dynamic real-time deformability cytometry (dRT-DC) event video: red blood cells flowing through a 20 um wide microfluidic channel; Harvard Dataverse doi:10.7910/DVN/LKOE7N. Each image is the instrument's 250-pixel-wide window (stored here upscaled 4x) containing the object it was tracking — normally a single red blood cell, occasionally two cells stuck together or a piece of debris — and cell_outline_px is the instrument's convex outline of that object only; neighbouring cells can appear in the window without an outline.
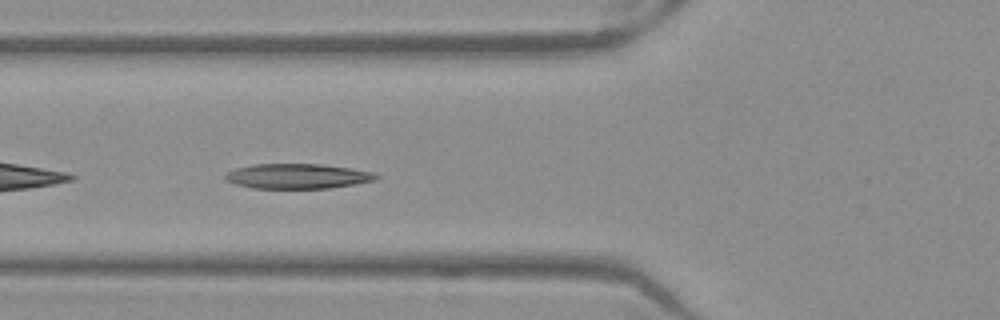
{"species": "Egyptian fruit bat (a non-hibernating species)", "species_latin": "Rousettus aegyptiacus", "temperature_condition": "warm", "stored_images_in_passage": 36, "camera_frame_rate_fps": 3000, "um_per_image_px": 0.085, "frame": {"image": 1, "passage_image": 4, "time_ms": 1.0, "image_size_px": [1000, 320], "cell_outline_px": [[380, 176], [376, 180], [356, 184], [328, 188], [252, 188], [236, 184], [224, 180], [224, 176], [228, 172], [236, 168], [252, 164], [320, 164], [352, 168], [372, 172]], "centroid_in_image_um": [25.29, 14.97], "position_along_channel_um": 100.5, "area_um2": 21.96}}
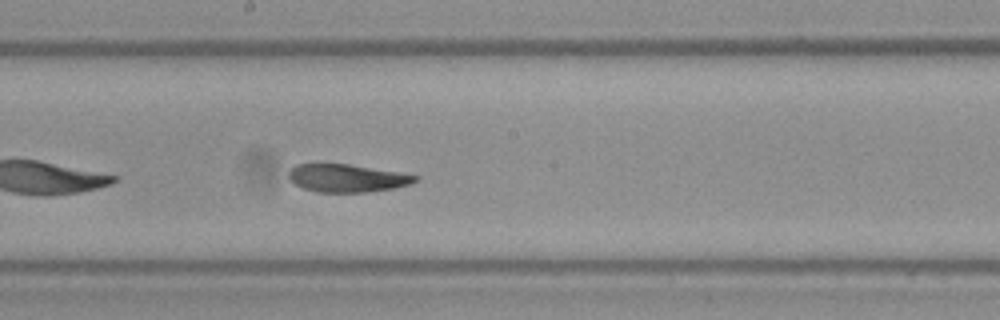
{"frame": {"image": 2, "passage_image": 13, "time_ms": 4.0, "image_size_px": [1000, 320], "cell_outline_px": [[420, 176], [412, 184], [396, 188], [368, 192], [316, 192], [304, 188], [296, 184], [288, 176], [288, 172], [296, 164], [348, 164], [400, 172]], "centroid_in_image_um": [29.54, 15.14], "position_along_channel_um": 218.7, "area_um2": 20.52}}
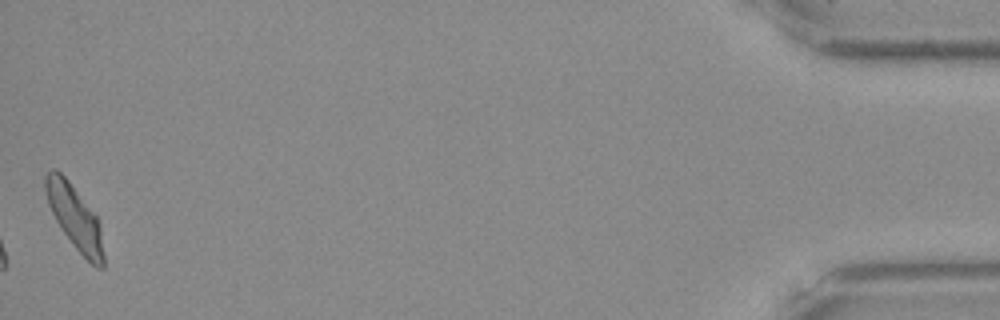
{"frame": {"image": 3, "passage_image": 36, "time_ms": 11.667, "image_size_px": [1000, 320], "cell_outline_px": [[104, 268], [96, 268], [72, 244], [60, 228], [48, 204], [44, 188], [44, 176], [52, 168], [56, 168], [68, 180], [96, 216], [100, 228], [104, 256]], "centroid_in_image_um": [6.33, 18.46], "position_along_channel_um": 428.9, "area_um2": 21.39}, "authors_computed_cell_mechanics": {"area_um2": 21.5594, "velocity_mm_per_s": 3.9308, "shape_relaxation_time_tau1_ms": 8.1018, "shape_relaxation_time_tau2_ms": 3.0544, "deformation_change_tau1": 0.2824, "deformation_change_tau2": 0.0783}}